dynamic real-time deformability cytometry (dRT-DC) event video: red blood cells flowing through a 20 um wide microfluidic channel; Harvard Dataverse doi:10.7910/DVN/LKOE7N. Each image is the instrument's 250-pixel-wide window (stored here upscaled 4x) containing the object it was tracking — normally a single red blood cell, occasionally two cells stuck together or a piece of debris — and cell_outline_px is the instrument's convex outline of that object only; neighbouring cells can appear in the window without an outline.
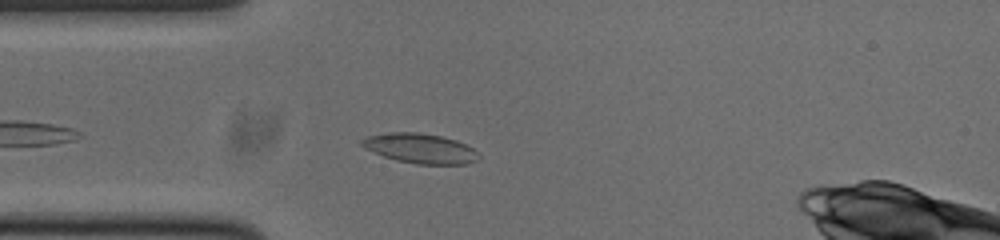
{"species": "common noctule bat (a hibernating species)", "species_latin": "Nyctalus noctula", "temperature_condition": "cold", "stored_images_in_passage": 43, "camera_frame_rate_fps": 3000, "um_per_image_px": 0.085, "animal": {"sex": "male", "body_mass_g": 20.0, "forearm_length_mm": 53.3}, "frame": {"image": 1, "passage_image": 5, "time_ms": 1.333, "image_size_px": [1000, 240], "cell_outline_px": [[480, 156], [476, 160], [468, 164], [416, 164], [396, 160], [384, 156], [364, 148], [360, 144], [360, 140], [368, 136], [388, 132], [416, 132], [440, 136], [456, 140], [472, 148]], "centroid_in_image_um": [35.69, 12.61], "position_along_channel_um": 49.3, "area_um2": 20.17}}
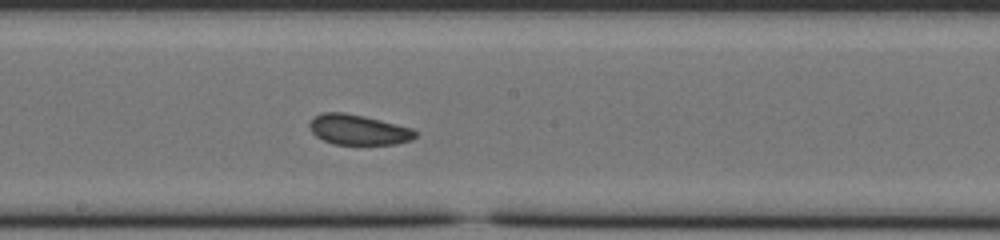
{"frame": {"image": 2, "passage_image": 19, "time_ms": 6.0, "image_size_px": [1000, 240], "cell_outline_px": [[416, 136], [412, 140], [396, 144], [332, 144], [316, 136], [312, 132], [308, 124], [320, 112], [344, 112], [364, 116], [412, 128], [416, 132]], "centroid_in_image_um": [30.45, 11.02], "position_along_channel_um": 217.7, "area_um2": 18.55}}
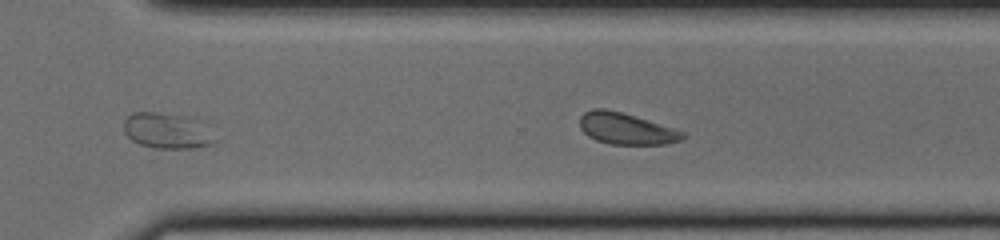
{"frame": {"image": 3, "passage_image": 27, "time_ms": 8.667, "image_size_px": [1000, 240], "cell_outline_px": [[216, 140], [212, 144], [192, 148], [152, 148], [140, 144], [132, 140], [124, 132], [124, 120], [132, 112], [156, 112], [184, 116]], "centroid_in_image_um": [14.02, 11.14], "position_along_channel_um": 356.6, "area_um2": 17.92}, "authors_computed_cell_mechanics": {"area_um2": 19.7676, "velocity_mm_per_s": 3.7319, "shape_relaxation_time_tau1_ms": null, "shape_relaxation_time_tau2_ms": 1.9419, "deformation_change_tau1": null, "deformation_change_tau2": 0.0772}}